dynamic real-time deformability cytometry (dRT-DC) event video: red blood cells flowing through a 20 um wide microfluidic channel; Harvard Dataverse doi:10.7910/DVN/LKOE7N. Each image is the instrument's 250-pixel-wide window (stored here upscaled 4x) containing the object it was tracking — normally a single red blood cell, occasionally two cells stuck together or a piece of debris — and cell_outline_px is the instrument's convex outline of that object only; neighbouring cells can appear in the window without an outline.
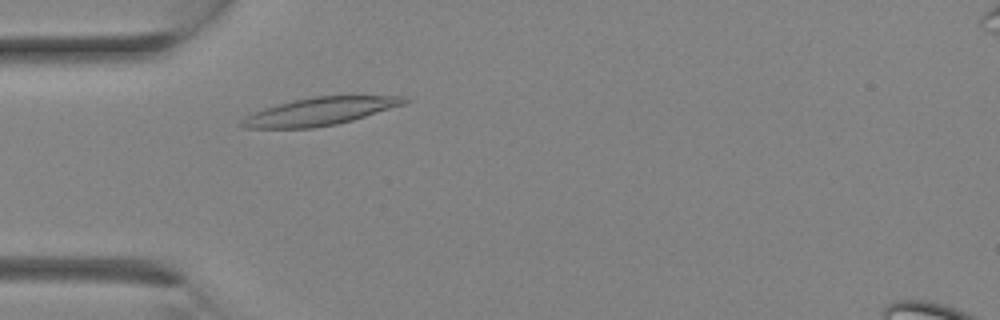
{"species": "Egyptian fruit bat (a non-hibernating species)", "species_latin": "Rousettus aegyptiacus", "temperature_condition": "room temperature", "stored_images_in_passage": 7, "camera_frame_rate_fps": 3000, "um_per_image_px": 0.085, "animal": {"sex": "female"}, "frame": {"image": 1, "passage_image": 5, "time_ms": 1.333, "image_size_px": [1000, 320], "cell_outline_px": [[412, 100], [404, 104], [352, 120], [336, 124], [312, 128], [244, 128], [240, 124], [240, 120], [264, 108], [292, 100], [316, 96], [408, 96]], "centroid_in_image_um": [27.22, 9.46], "position_along_channel_um": 57.8, "area_um2": 26.01}}
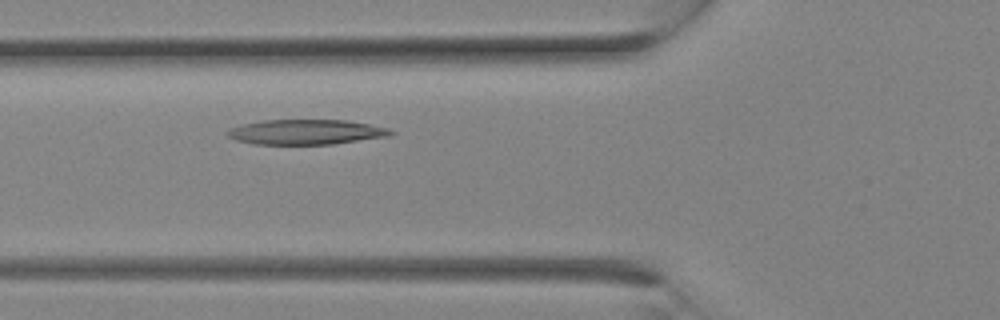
{"frame": {"image": 2, "passage_image": 7, "time_ms": 2.0, "image_size_px": [1000, 320], "cell_outline_px": [[396, 132], [388, 136], [332, 144], [252, 144], [236, 140], [228, 136], [228, 128], [244, 124], [264, 120], [348, 120], [388, 128]], "centroid_in_image_um": [26.01, 11.22], "position_along_channel_um": 99.8, "area_um2": 23.64}}